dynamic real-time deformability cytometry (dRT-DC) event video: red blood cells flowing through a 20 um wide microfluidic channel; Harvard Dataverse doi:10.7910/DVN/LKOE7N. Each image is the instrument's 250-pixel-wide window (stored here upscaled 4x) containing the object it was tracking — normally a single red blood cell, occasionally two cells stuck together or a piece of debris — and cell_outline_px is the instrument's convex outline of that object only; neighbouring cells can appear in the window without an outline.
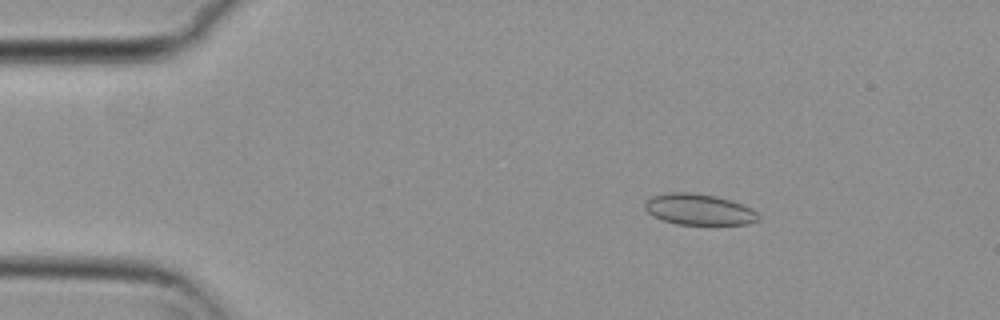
{"species": "common noctule bat (a hibernating species)", "species_latin": "Nyctalus noctula", "temperature_condition": "cold", "stored_images_in_passage": 55, "camera_frame_rate_fps": 3000, "um_per_image_px": 0.085, "animal": {"sex": "female", "body_mass_g": 29.2, "forearm_length_mm": 56.3}, "frame": {"image": 1, "passage_image": 9, "time_ms": 2.667, "image_size_px": [1000, 320], "cell_outline_px": [[760, 220], [748, 224], [676, 224], [664, 220], [648, 212], [644, 208], [644, 200], [652, 196], [672, 192], [692, 192], [716, 196], [732, 200], [752, 208], [760, 216]], "centroid_in_image_um": [59.43, 17.79], "position_along_channel_um": 25.6, "area_um2": 20.58}}
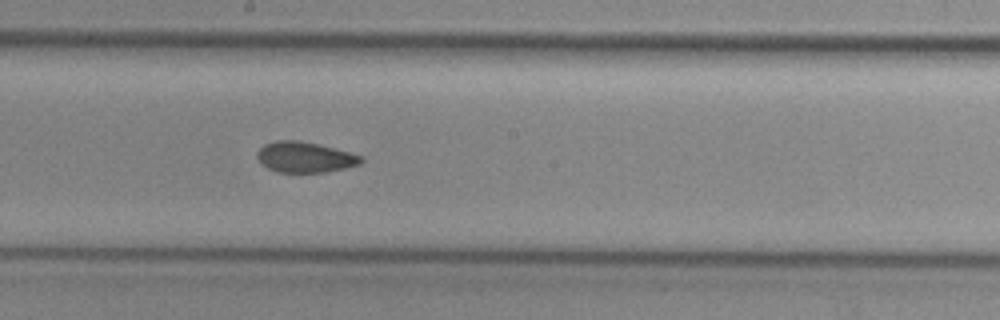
{"frame": {"image": 2, "passage_image": 30, "time_ms": 9.667, "image_size_px": [1000, 320], "cell_outline_px": [[364, 160], [360, 164], [344, 168], [324, 172], [276, 172], [268, 168], [256, 156], [256, 152], [264, 144], [276, 140], [300, 140], [364, 156]], "centroid_in_image_um": [25.91, 13.35], "position_along_channel_um": 222.3, "area_um2": 18.38}}
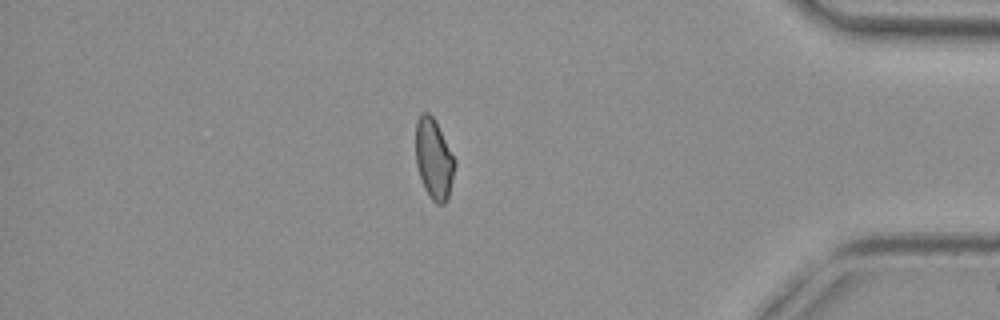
{"frame": {"image": 3, "passage_image": 47, "time_ms": 15.333, "image_size_px": [1000, 320], "cell_outline_px": [[456, 164], [448, 196], [444, 204], [436, 204], [432, 200], [424, 188], [416, 164], [416, 120], [420, 112], [428, 112], [432, 116], [456, 160]], "centroid_in_image_um": [36.87, 13.51], "position_along_channel_um": 398.3, "area_um2": 18.15}, "authors_computed_cell_mechanics": {"area_um2": 19.3052, "velocity_mm_per_s": 3.7784, "shape_relaxation_time_tau1_ms": null, "shape_relaxation_time_tau2_ms": 2.9042, "deformation_change_tau1": null, "deformation_change_tau2": 0.0635}}